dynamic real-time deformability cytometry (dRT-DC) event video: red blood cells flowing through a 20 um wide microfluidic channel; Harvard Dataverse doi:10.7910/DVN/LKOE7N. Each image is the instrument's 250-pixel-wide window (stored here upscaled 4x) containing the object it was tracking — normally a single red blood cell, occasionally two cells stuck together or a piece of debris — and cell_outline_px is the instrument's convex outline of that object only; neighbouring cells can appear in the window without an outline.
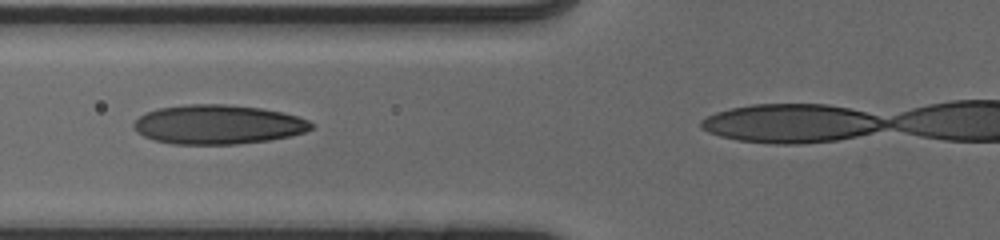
{"species": "human", "species_latin": "Homo sapiens", "temperature_condition": "cold", "stored_images_in_passage": 36, "camera_frame_rate_fps": 3000, "um_per_image_px": 0.085, "donor": {"sex": "male"}, "frame": {"image": 1, "passage_image": 14, "time_ms": 4.333, "image_size_px": [1000, 240], "cell_outline_px": [[316, 124], [312, 128], [304, 132], [288, 136], [268, 140], [236, 144], [172, 144], [152, 140], [136, 132], [132, 128], [132, 124], [144, 112], [160, 108], [188, 104], [224, 104], [260, 108], [280, 112], [296, 116], [308, 120]], "centroid_in_image_um": [18.48, 10.58], "position_along_channel_um": 107.3, "area_um2": 40.63}}
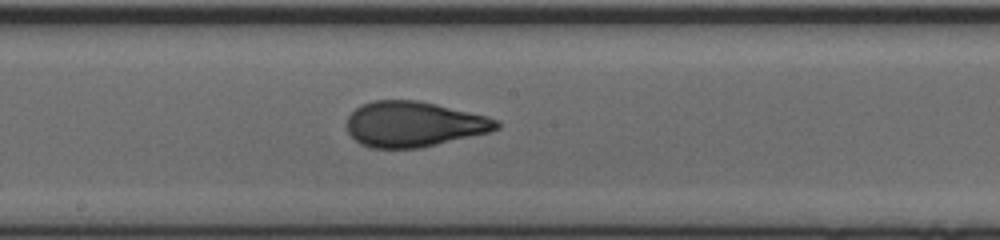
{"frame": {"image": 2, "passage_image": 22, "time_ms": 7.0, "image_size_px": [1000, 240], "cell_outline_px": [[500, 128], [488, 132], [420, 148], [372, 148], [360, 144], [348, 132], [348, 116], [360, 104], [372, 100], [416, 100], [436, 104], [488, 116], [500, 120]], "centroid_in_image_um": [35.18, 10.54], "position_along_channel_um": 213.0, "area_um2": 39.54}}
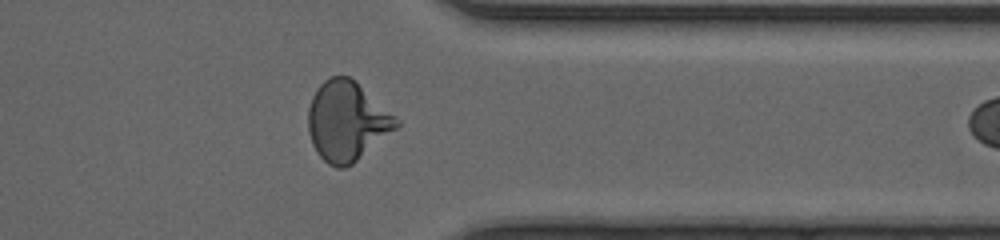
{"frame": {"image": 3, "passage_image": 35, "time_ms": 11.333, "image_size_px": [1000, 240], "cell_outline_px": [[400, 124], [396, 128], [352, 164], [344, 168], [336, 168], [328, 164], [316, 152], [312, 144], [308, 132], [308, 108], [312, 96], [316, 88], [324, 80], [332, 76], [348, 76], [356, 80], [400, 120]], "centroid_in_image_um": [29.46, 10.29], "position_along_channel_um": 381.9, "area_um2": 40.86}}